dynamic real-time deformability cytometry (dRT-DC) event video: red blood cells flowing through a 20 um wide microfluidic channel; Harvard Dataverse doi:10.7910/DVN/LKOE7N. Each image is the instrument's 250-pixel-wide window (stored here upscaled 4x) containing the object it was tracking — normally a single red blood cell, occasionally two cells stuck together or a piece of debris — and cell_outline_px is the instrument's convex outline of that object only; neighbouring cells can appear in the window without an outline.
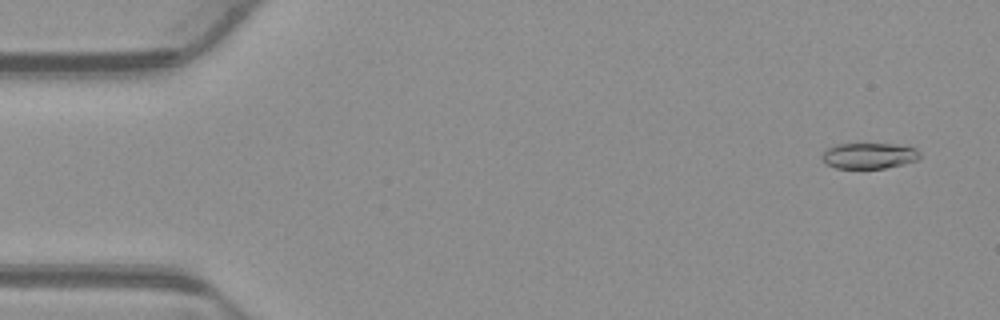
{"species": "common noctule bat (a hibernating species)", "species_latin": "Nyctalus noctula", "temperature_condition": "warm", "stored_images_in_passage": 53, "camera_frame_rate_fps": 3000, "um_per_image_px": 0.085, "animal": {"sex": "male", "body_mass_g": 23.1, "forearm_length_mm": 52.7}, "frame": {"image": 1, "passage_image": 3, "time_ms": 0.667, "image_size_px": [1000, 320], "cell_outline_px": [[920, 160], [904, 164], [884, 168], [836, 168], [824, 164], [820, 156], [828, 148], [836, 144], [896, 144], [916, 148], [920, 152]], "centroid_in_image_um": [73.88, 13.24], "position_along_channel_um": 11.1, "area_um2": 14.91}}
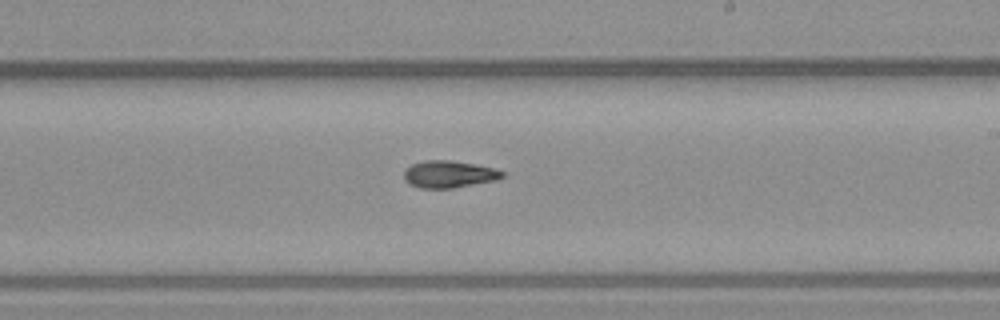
{"frame": {"image": 2, "passage_image": 31, "time_ms": 10.0, "image_size_px": [1000, 320], "cell_outline_px": [[504, 176], [496, 180], [452, 188], [420, 188], [408, 184], [404, 180], [404, 168], [412, 164], [424, 160], [452, 160], [476, 164], [496, 168], [504, 172]], "centroid_in_image_um": [38.14, 14.8], "position_along_channel_um": 250.9, "area_um2": 15.72}}
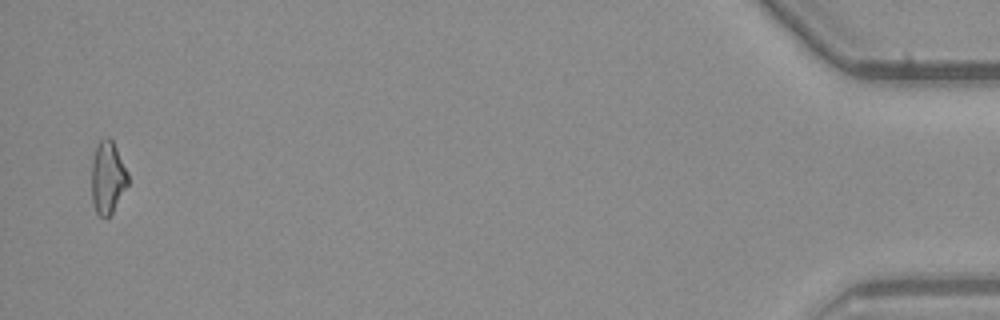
{"frame": {"image": 3, "passage_image": 52, "time_ms": 17.0, "image_size_px": [1000, 320], "cell_outline_px": [[128, 184], [112, 212], [108, 216], [100, 216], [96, 212], [92, 200], [92, 156], [96, 144], [104, 136], [108, 136], [112, 140], [128, 172]], "centroid_in_image_um": [9.14, 15.03], "position_along_channel_um": 426.1, "area_um2": 15.32}, "authors_computed_cell_mechanics": {"area_um2": 15.4326, "velocity_mm_per_s": 3.8902, "shape_relaxation_time_tau1_ms": 8.7876, "shape_relaxation_time_tau2_ms": null, "deformation_change_tau1": 0.1843, "deformation_change_tau2": null}}